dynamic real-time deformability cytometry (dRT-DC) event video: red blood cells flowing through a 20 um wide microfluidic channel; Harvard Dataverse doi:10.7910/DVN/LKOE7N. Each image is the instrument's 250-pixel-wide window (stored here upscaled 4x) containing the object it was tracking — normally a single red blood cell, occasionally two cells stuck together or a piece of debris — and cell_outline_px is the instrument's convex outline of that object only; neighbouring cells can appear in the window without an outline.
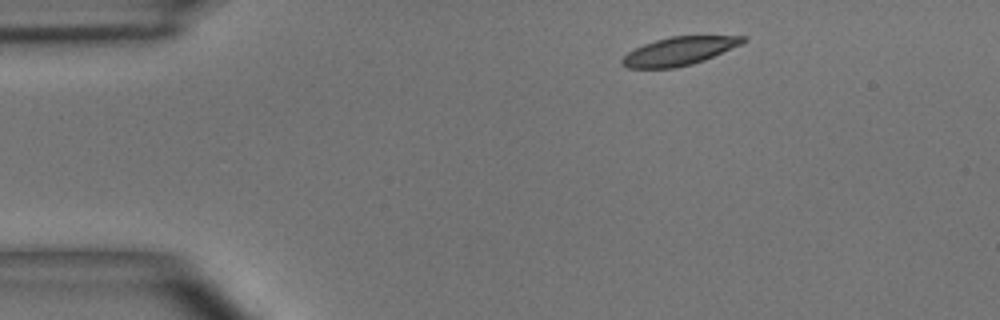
{"species": "common noctule bat (a hibernating species)", "species_latin": "Nyctalus noctula", "temperature_condition": "room temperature", "stored_images_in_passage": 4, "segment_of_instrument_passage": [1, 2], "camera_frame_rate_fps": 3000, "um_per_image_px": 0.085, "animal": {"sex": "male", "body_mass_g": 15.6}, "frame": {"image": 1, "passage_image": 1, "time_ms": 0.0, "image_size_px": [1000, 320], "cell_outline_px": [[748, 40], [740, 44], [704, 60], [692, 64], [676, 68], [628, 68], [620, 64], [620, 60], [628, 52], [644, 44], [656, 40], [672, 36], [744, 36]], "centroid_in_image_um": [57.69, 4.35], "position_along_channel_um": 27.3, "area_um2": 19.71}}
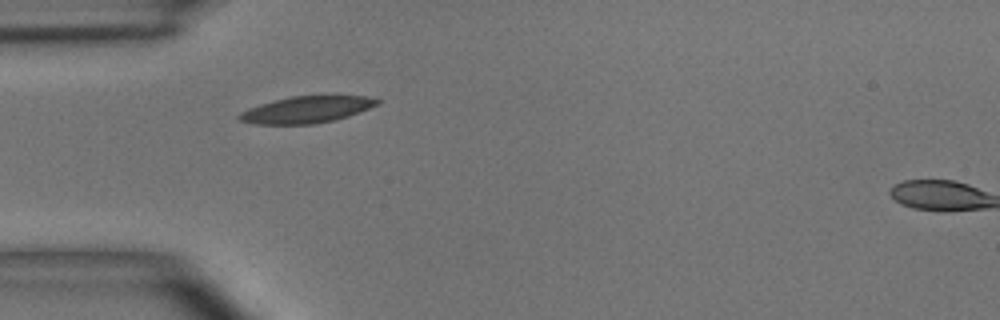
{"frame": {"image": 2, "passage_image": 3, "time_ms": 2.333, "image_size_px": [1000, 320], "cell_outline_px": [[380, 104], [348, 116], [332, 120], [312, 124], [256, 124], [236, 120], [236, 116], [240, 112], [248, 108], [260, 104], [292, 96], [364, 96], [380, 100]], "centroid_in_image_um": [26.01, 9.32], "position_along_channel_um": 59.0, "area_um2": 21.27}}